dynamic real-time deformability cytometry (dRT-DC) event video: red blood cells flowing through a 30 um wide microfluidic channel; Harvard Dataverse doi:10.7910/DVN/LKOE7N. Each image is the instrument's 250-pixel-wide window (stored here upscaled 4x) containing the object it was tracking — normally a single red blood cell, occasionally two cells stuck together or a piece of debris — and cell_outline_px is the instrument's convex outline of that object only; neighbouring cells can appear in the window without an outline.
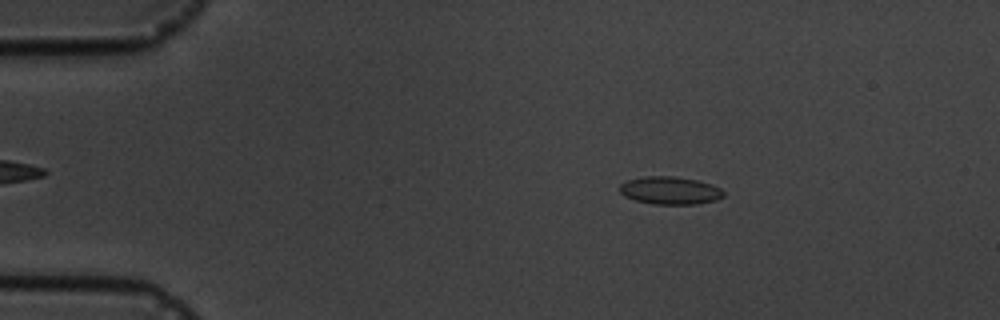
{"species": "common noctule bat (a hibernating species)", "species_latin": "Nyctalus noctula", "temperature_condition": "cold", "stored_images_in_passage": 3, "camera_frame_rate_fps": 3000, "um_per_image_px": 0.085, "animal": {"sex": "male", "body_mass_g": 19.5, "forearm_length_mm": 54.6}, "frame": {"image": 1, "passage_image": 2, "time_ms": 1.0, "image_size_px": [1000, 320], "cell_outline_px": [[724, 196], [716, 200], [696, 204], [652, 204], [636, 200], [624, 196], [620, 192], [620, 184], [628, 180], [644, 176], [672, 176], [696, 180], [712, 184], [720, 188], [724, 192]], "centroid_in_image_um": [56.96, 16.19], "position_along_channel_um": 28.0, "area_um2": 16.76}}